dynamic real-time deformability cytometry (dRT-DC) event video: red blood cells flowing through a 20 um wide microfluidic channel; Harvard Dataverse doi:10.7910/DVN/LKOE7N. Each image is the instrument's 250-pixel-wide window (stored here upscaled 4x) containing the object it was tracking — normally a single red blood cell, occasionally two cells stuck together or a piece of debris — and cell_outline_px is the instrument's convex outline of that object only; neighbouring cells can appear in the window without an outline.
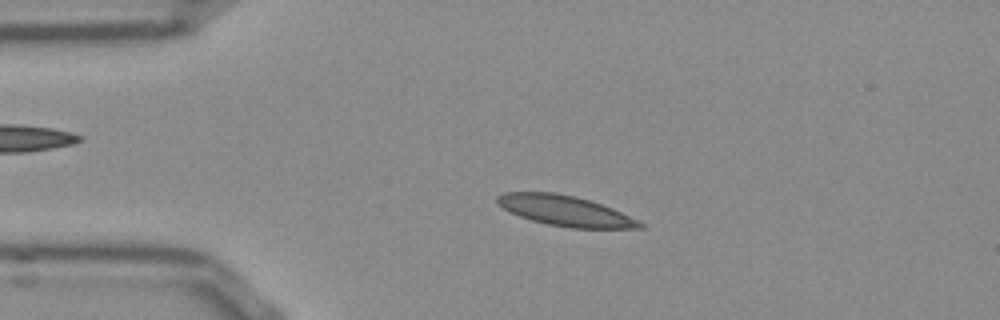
{"species": "Egyptian fruit bat (a non-hibernating species)", "species_latin": "Rousettus aegyptiacus", "temperature_condition": "room temperature", "stored_images_in_passage": 51, "camera_frame_rate_fps": 3000, "um_per_image_px": 0.085, "frame": {"image": 1, "passage_image": 10, "time_ms": 3.0, "image_size_px": [1000, 320], "cell_outline_px": [[644, 228], [572, 228], [548, 224], [532, 220], [520, 216], [504, 208], [496, 200], [496, 196], [504, 192], [556, 192], [576, 196], [612, 208], [644, 224]], "centroid_in_image_um": [48.02, 17.91], "position_along_channel_um": 37.0, "area_um2": 24.8}}
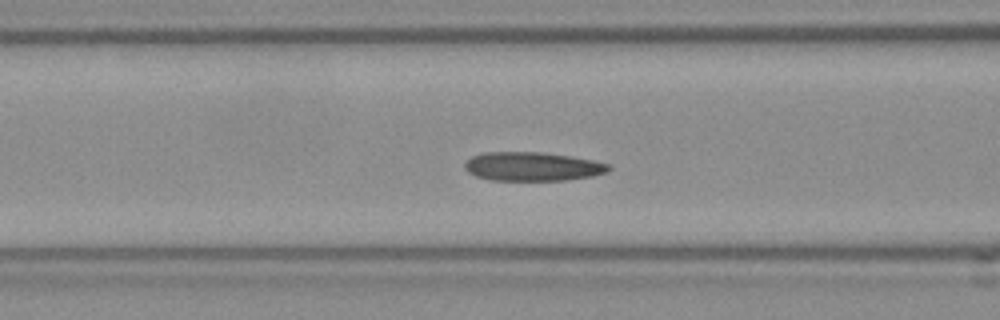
{"frame": {"image": 2, "passage_image": 19, "time_ms": 6.0, "image_size_px": [1000, 320], "cell_outline_px": [[612, 168], [608, 172], [592, 176], [564, 180], [492, 180], [476, 176], [468, 172], [464, 168], [464, 164], [472, 156], [484, 152], [544, 152], [592, 160], [612, 164]], "centroid_in_image_um": [45.28, 14.15], "position_along_channel_um": 121.3, "area_um2": 24.22}}
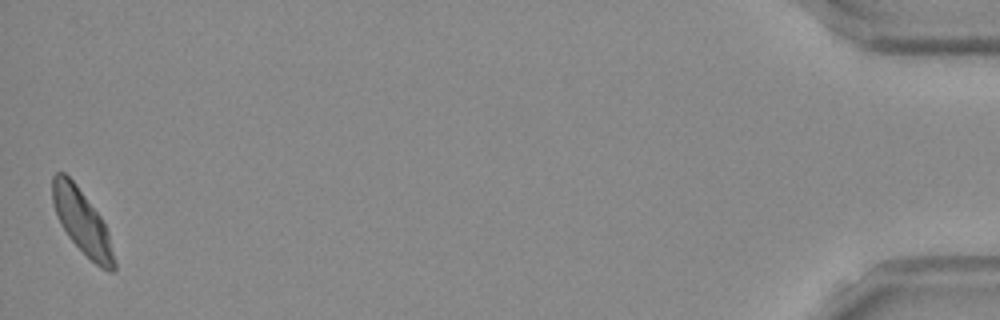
{"frame": {"image": 3, "passage_image": 51, "time_ms": 16.667, "image_size_px": [1000, 320], "cell_outline_px": [[116, 268], [112, 272], [100, 268], [68, 236], [60, 224], [52, 204], [52, 176], [56, 172], [64, 172], [76, 184], [100, 216], [108, 232], [116, 264]], "centroid_in_image_um": [6.96, 18.83], "position_along_channel_um": 428.2, "area_um2": 22.77}, "authors_computed_cell_mechanics": {"area_um2": 24.2182, "velocity_mm_per_s": 3.7997, "shape_relaxation_time_tau1_ms": 9.2115, "shape_relaxation_time_tau2_ms": 1.7676, "deformation_change_tau1": 0.177, "deformation_change_tau2": 0.0745}}